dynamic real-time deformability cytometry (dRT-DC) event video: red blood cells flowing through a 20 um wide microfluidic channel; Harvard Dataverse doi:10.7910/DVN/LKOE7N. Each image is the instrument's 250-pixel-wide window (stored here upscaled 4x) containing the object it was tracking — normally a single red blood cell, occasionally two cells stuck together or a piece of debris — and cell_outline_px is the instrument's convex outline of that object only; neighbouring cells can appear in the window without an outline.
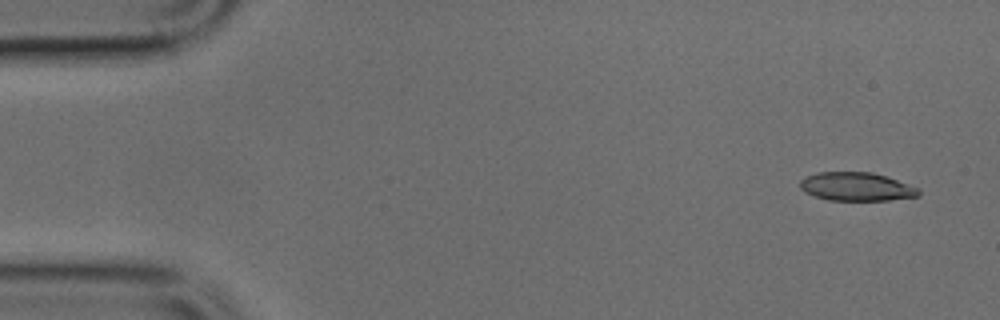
{"species": "common noctule bat (a hibernating species)", "species_latin": "Nyctalus noctula", "temperature_condition": "cold", "stored_images_in_passage": 5, "camera_frame_rate_fps": 3000, "um_per_image_px": 0.085, "animal": {"sex": "male", "body_mass_g": 17.9, "forearm_length_mm": 54.2}, "frame": {"image": 1, "passage_image": 1, "time_ms": 0.0, "image_size_px": [1000, 320], "cell_outline_px": [[920, 196], [888, 200], [828, 200], [804, 192], [800, 188], [800, 180], [816, 172], [872, 172], [888, 176], [920, 188]], "centroid_in_image_um": [72.84, 15.86], "position_along_channel_um": 12.2, "area_um2": 19.83}}